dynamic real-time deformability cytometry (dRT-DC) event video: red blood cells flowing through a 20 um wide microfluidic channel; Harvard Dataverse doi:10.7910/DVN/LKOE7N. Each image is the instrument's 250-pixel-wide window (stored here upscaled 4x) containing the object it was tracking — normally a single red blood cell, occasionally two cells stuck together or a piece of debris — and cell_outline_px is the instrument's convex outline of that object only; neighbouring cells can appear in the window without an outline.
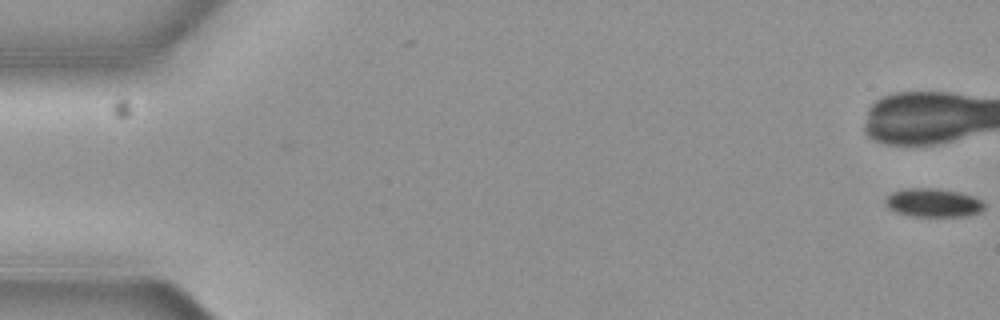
{"species": "common noctule bat (a hibernating species)", "species_latin": "Nyctalus noctula", "temperature_condition": "cold", "stored_images_in_passage": 5, "camera_frame_rate_fps": 3000, "um_per_image_px": 0.085, "animal": {"sex": "female", "body_mass_g": 19.3, "forearm_length_mm": 54.1}, "frame": {"image": 1, "passage_image": 1, "time_ms": 0.0, "image_size_px": [1000, 320], "cell_outline_px": [[984, 208], [980, 212], [968, 216], [908, 216], [896, 212], [888, 208], [884, 200], [892, 192], [904, 188], [936, 188], [960, 192], [972, 196], [980, 200], [984, 204]], "centroid_in_image_um": [79.3, 17.23], "position_along_channel_um": 5.7, "area_um2": 16.53}}